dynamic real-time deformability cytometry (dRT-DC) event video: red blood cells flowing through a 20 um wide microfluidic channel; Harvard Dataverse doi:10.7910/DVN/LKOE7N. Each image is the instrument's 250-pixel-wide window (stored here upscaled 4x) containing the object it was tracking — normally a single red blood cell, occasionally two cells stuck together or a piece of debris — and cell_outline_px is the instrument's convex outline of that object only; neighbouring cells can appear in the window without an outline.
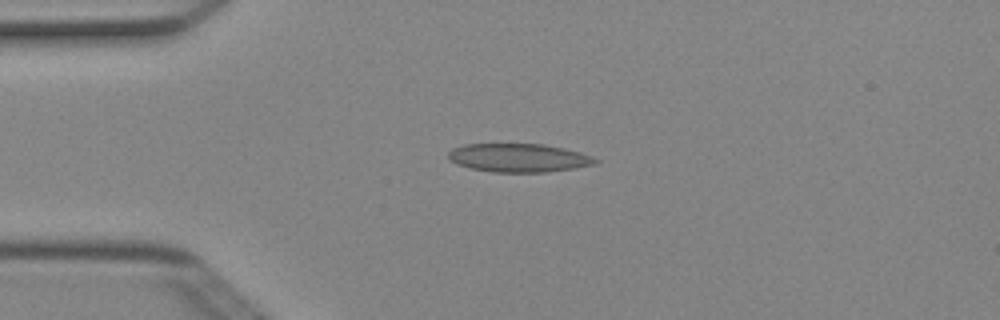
{"species": "Egyptian fruit bat (a non-hibernating species)", "species_latin": "Rousettus aegyptiacus", "temperature_condition": "cold", "stored_images_in_passage": 5, "camera_frame_rate_fps": 3000, "um_per_image_px": 0.085, "animal": {"sex": "female"}, "frame": {"image": 1, "passage_image": 2, "time_ms": 0.333, "image_size_px": [1000, 320], "cell_outline_px": [[600, 160], [596, 164], [572, 168], [544, 172], [492, 172], [472, 168], [456, 164], [448, 160], [448, 152], [452, 148], [464, 144], [544, 144], [564, 148], [580, 152], [592, 156]], "centroid_in_image_um": [44.07, 13.41], "position_along_channel_um": 40.9, "area_um2": 24.45}}
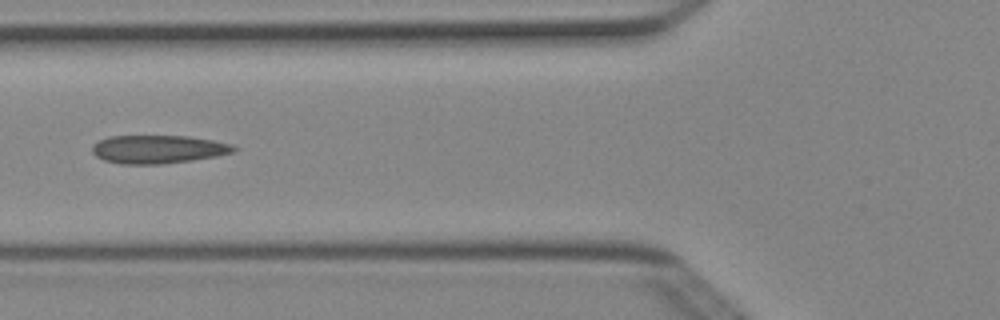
{"frame": {"image": 2, "passage_image": 4, "time_ms": 1.0, "image_size_px": [1000, 320], "cell_outline_px": [[240, 148], [236, 152], [216, 156], [192, 160], [164, 164], [120, 164], [104, 160], [96, 156], [92, 152], [92, 144], [108, 136], [188, 136], [212, 140], [232, 144]], "centroid_in_image_um": [13.46, 12.69], "position_along_channel_um": 112.3, "area_um2": 23.52}}
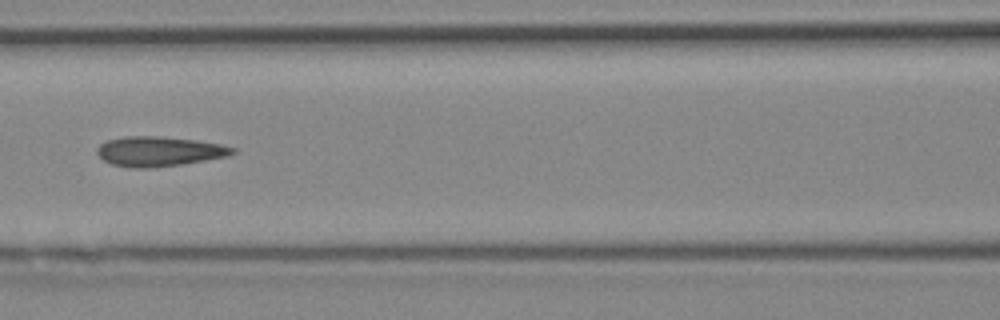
{"frame": {"image": 3, "passage_image": 5, "time_ms": 1.333, "image_size_px": [1000, 320], "cell_outline_px": [[236, 152], [228, 156], [180, 164], [148, 168], [132, 168], [112, 164], [104, 160], [96, 152], [96, 148], [100, 144], [108, 140], [124, 136], [160, 136], [196, 140], [220, 144], [236, 148]], "centroid_in_image_um": [13.51, 12.86], "position_along_channel_um": 153.1, "area_um2": 23.41}}